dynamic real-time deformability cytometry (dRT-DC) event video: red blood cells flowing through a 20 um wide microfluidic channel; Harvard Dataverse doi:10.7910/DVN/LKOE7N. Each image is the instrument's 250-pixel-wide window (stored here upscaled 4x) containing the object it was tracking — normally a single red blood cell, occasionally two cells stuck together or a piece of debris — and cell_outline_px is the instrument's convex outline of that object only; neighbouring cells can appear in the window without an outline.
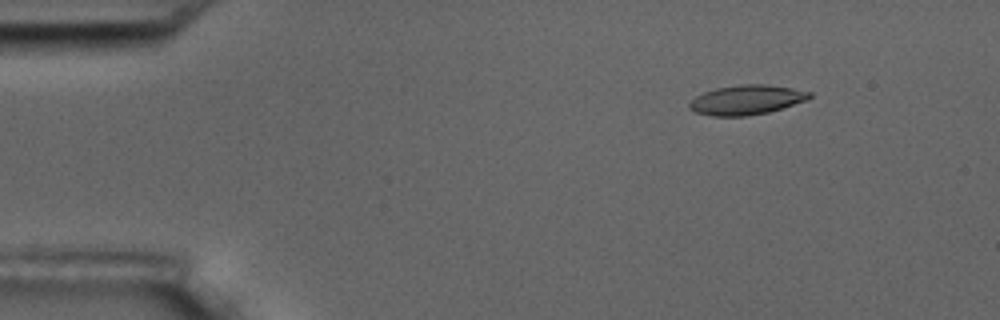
{"species": "common noctule bat (a hibernating species)", "species_latin": "Nyctalus noctula", "temperature_condition": "room temperature", "stored_images_in_passage": 55, "camera_frame_rate_fps": 3000, "um_per_image_px": 0.085, "animal": {"sex": "male", "body_mass_g": 17.5, "forearm_length_mm": 52.3}, "frame": {"image": 1, "passage_image": 7, "time_ms": 2.0, "image_size_px": [1000, 320], "cell_outline_px": [[812, 96], [808, 100], [768, 112], [748, 116], [712, 116], [696, 112], [688, 108], [688, 104], [696, 96], [704, 92], [716, 88], [740, 84], [768, 84], [792, 88], [812, 92]], "centroid_in_image_um": [63.47, 8.48], "position_along_channel_um": 21.5, "area_um2": 20.81}}
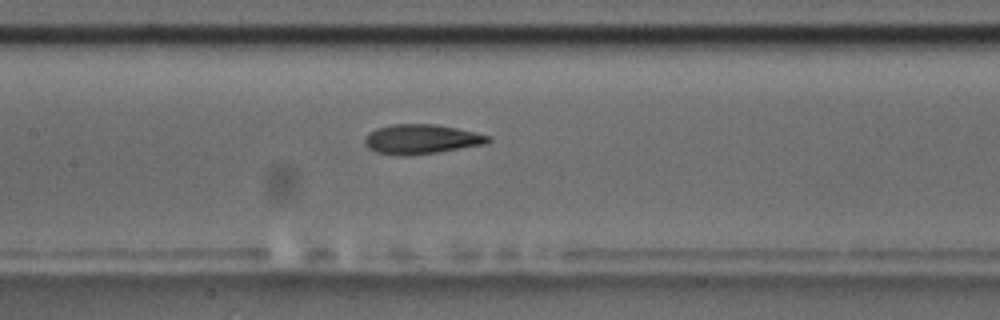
{"frame": {"image": 2, "passage_image": 26, "time_ms": 8.333, "image_size_px": [1000, 320], "cell_outline_px": [[492, 140], [488, 144], [436, 152], [376, 152], [368, 148], [364, 144], [364, 140], [368, 132], [376, 128], [392, 124], [436, 124], [456, 128], [492, 136]], "centroid_in_image_um": [35.88, 11.77], "position_along_channel_um": 171.5, "area_um2": 20.52}}
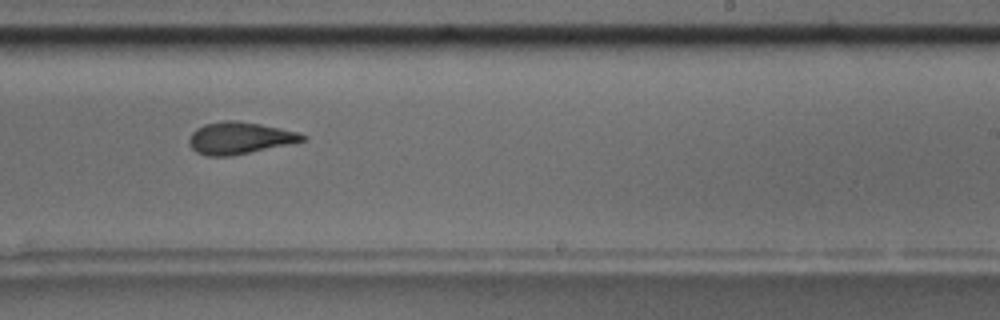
{"frame": {"image": 3, "passage_image": 34, "time_ms": 11.0, "image_size_px": [1000, 320], "cell_outline_px": [[308, 136], [304, 140], [248, 152], [228, 156], [208, 156], [196, 152], [188, 144], [188, 140], [192, 132], [196, 128], [204, 124], [224, 120], [236, 120], [260, 124], [280, 128], [296, 132]], "centroid_in_image_um": [20.29, 11.72], "position_along_channel_um": 268.7, "area_um2": 20.75}, "authors_computed_cell_mechanics": {"area_um2": 21.0392, "velocity_mm_per_s": 3.6523, "shape_relaxation_time_tau1_ms": 9.8736, "shape_relaxation_time_tau2_ms": 2.4728, "deformation_change_tau1": 0.239, "deformation_change_tau2": 0.1075}}